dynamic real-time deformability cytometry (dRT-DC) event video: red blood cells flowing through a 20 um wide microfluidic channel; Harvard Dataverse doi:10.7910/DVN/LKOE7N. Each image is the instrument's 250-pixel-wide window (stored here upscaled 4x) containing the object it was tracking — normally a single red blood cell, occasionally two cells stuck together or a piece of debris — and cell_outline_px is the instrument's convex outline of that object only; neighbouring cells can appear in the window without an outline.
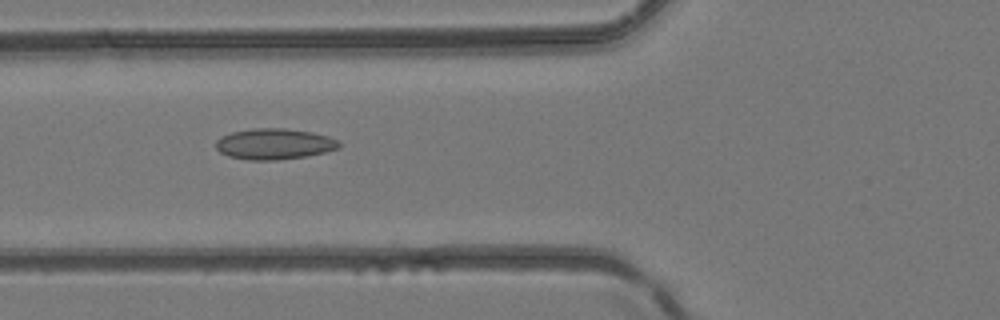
{"species": "common noctule bat (a hibernating species)", "species_latin": "Nyctalus noctula", "temperature_condition": "room temperature", "stored_images_in_passage": 47, "camera_frame_rate_fps": 3000, "um_per_image_px": 0.085, "animal": {"sex": "female", "body_mass_g": 24.6, "forearm_length_mm": 56.2}, "frame": {"image": 1, "passage_image": 18, "time_ms": 5.667, "image_size_px": [1000, 320], "cell_outline_px": [[340, 148], [308, 156], [276, 160], [248, 160], [228, 156], [220, 152], [216, 148], [216, 140], [220, 136], [232, 132], [252, 128], [284, 128], [312, 132], [328, 136], [340, 140]], "centroid_in_image_um": [23.32, 12.23], "position_along_channel_um": 102.5, "area_um2": 22.37}}
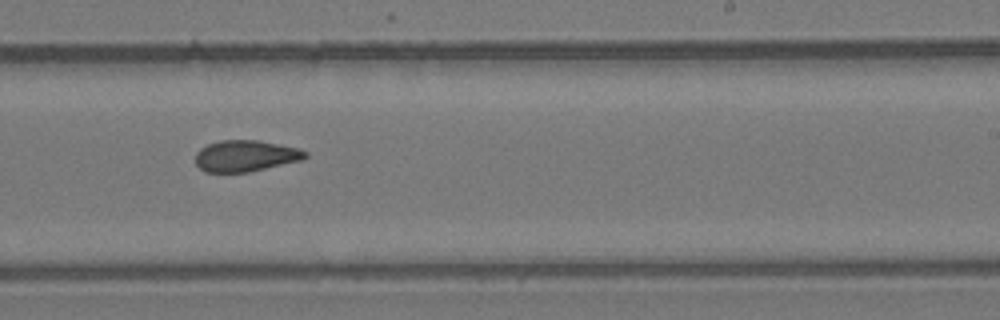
{"frame": {"image": 2, "passage_image": 29, "time_ms": 9.333, "image_size_px": [1000, 320], "cell_outline_px": [[308, 156], [304, 160], [248, 172], [204, 172], [196, 164], [196, 152], [200, 148], [208, 144], [220, 140], [260, 140], [300, 148], [308, 152]], "centroid_in_image_um": [20.91, 13.24], "position_along_channel_um": 268.1, "area_um2": 20.29}}
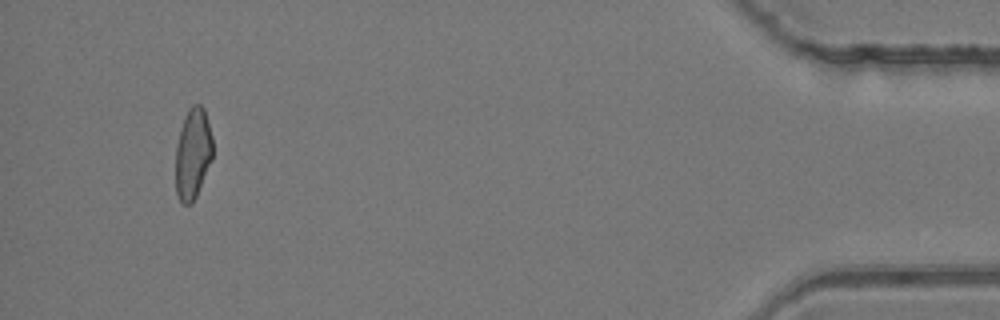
{"frame": {"image": 3, "passage_image": 44, "time_ms": 14.333, "image_size_px": [1000, 320], "cell_outline_px": [[212, 160], [196, 196], [192, 204], [184, 204], [180, 200], [176, 192], [176, 148], [180, 128], [184, 116], [188, 108], [192, 104], [200, 104], [204, 108], [212, 136]], "centroid_in_image_um": [16.39, 13.03], "position_along_channel_um": 418.8, "area_um2": 19.71}}